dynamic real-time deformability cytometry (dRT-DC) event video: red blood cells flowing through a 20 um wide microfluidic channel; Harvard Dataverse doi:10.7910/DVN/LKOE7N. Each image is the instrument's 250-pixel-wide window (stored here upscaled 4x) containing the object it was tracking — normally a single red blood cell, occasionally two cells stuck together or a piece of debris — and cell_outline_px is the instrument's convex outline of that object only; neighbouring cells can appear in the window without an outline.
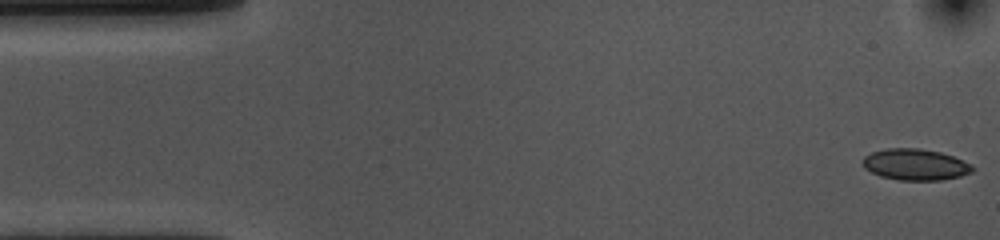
{"species": "common noctule bat (a hibernating species)", "species_latin": "Nyctalus noctula", "temperature_condition": "cold", "stored_images_in_passage": 54, "camera_frame_rate_fps": 3000, "um_per_image_px": 0.085, "animal": {"sex": "female", "body_mass_g": 10.0, "forearm_length_mm": 53.1}, "frame": {"image": 1, "passage_image": 1, "time_ms": 0.0, "image_size_px": [1000, 240], "cell_outline_px": [[976, 168], [972, 172], [960, 176], [940, 180], [900, 180], [880, 176], [864, 168], [860, 160], [864, 156], [872, 152], [888, 148], [920, 148], [940, 152], [952, 156], [972, 164]], "centroid_in_image_um": [77.79, 13.98], "position_along_channel_um": 7.2, "area_um2": 20.11}}
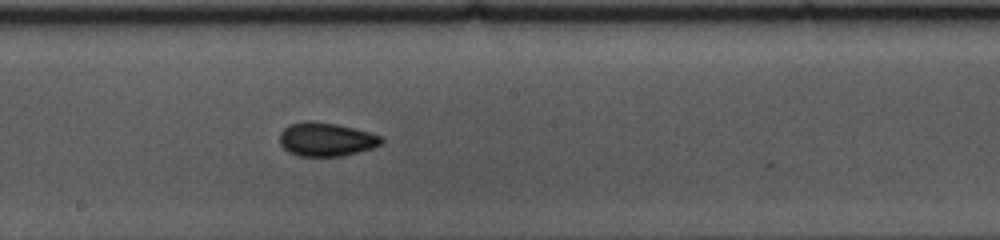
{"frame": {"image": 2, "passage_image": 28, "time_ms": 9.0, "image_size_px": [1000, 240], "cell_outline_px": [[384, 140], [380, 144], [372, 148], [340, 156], [296, 156], [288, 152], [280, 144], [280, 132], [288, 124], [308, 120], [312, 120], [336, 124], [384, 136]], "centroid_in_image_um": [27.69, 11.84], "position_along_channel_um": 220.5, "area_um2": 20.0}}
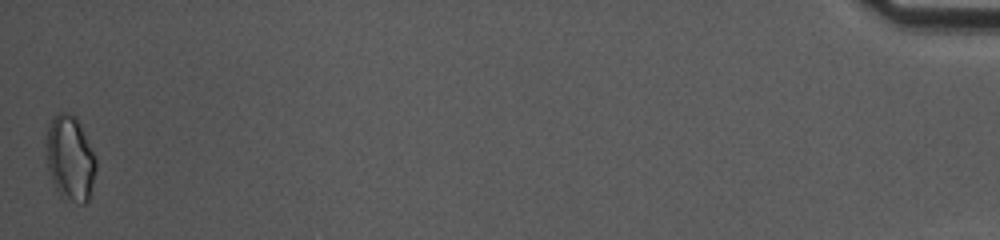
{"frame": {"image": 3, "passage_image": 54, "time_ms": 17.667, "image_size_px": [1000, 240], "cell_outline_px": [[96, 168], [88, 200], [84, 204], [80, 204], [60, 196], [52, 180], [48, 168], [48, 124], [52, 116], [56, 112], [68, 112], [76, 116], [96, 156]], "centroid_in_image_um": [5.98, 13.42], "position_along_channel_um": 429.2, "area_um2": 24.45}, "authors_computed_cell_mechanics": {"area_um2": 19.6809, "velocity_mm_per_s": 3.5914, "shape_relaxation_time_tau1_ms": 2.7247, "shape_relaxation_time_tau2_ms": 1.8742, "deformation_change_tau1": 0.076, "deformation_change_tau2": 0.0613}}